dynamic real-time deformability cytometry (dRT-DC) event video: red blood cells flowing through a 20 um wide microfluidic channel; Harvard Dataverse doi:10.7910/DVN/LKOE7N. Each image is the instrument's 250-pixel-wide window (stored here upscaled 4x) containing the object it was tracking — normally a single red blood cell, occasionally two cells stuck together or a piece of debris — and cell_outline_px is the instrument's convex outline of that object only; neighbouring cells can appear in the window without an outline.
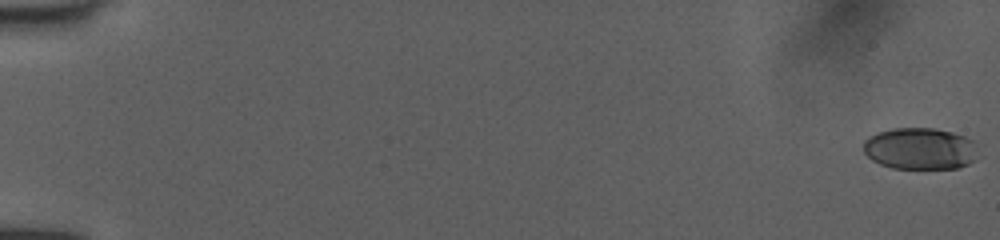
{"species": "human", "species_latin": "Homo sapiens", "temperature_condition": "room temperature", "stored_images_in_passage": 53, "camera_frame_rate_fps": 3000, "um_per_image_px": 0.085, "donor": {"sex": "female"}, "frame": {"image": 1, "passage_image": 1, "time_ms": 0.0, "image_size_px": [1000, 240], "cell_outline_px": [[976, 160], [968, 164], [956, 168], [892, 168], [880, 164], [872, 160], [864, 152], [864, 140], [868, 136], [892, 128], [932, 128], [952, 132], [964, 136], [972, 140]], "centroid_in_image_um": [78.16, 12.63], "position_along_channel_um": 6.8, "area_um2": 27.63}}
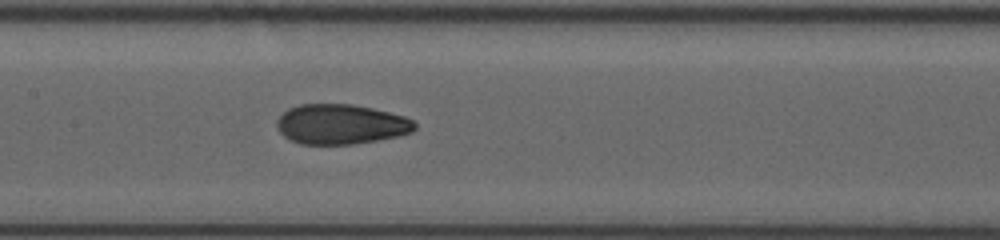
{"frame": {"image": 2, "passage_image": 28, "time_ms": 9.0, "image_size_px": [1000, 240], "cell_outline_px": [[416, 128], [412, 132], [396, 136], [376, 140], [352, 144], [300, 144], [284, 136], [280, 132], [276, 124], [276, 120], [288, 108], [300, 104], [352, 104], [372, 108], [404, 116], [412, 120], [416, 124]], "centroid_in_image_um": [28.96, 10.55], "position_along_channel_um": 178.4, "area_um2": 31.96}}
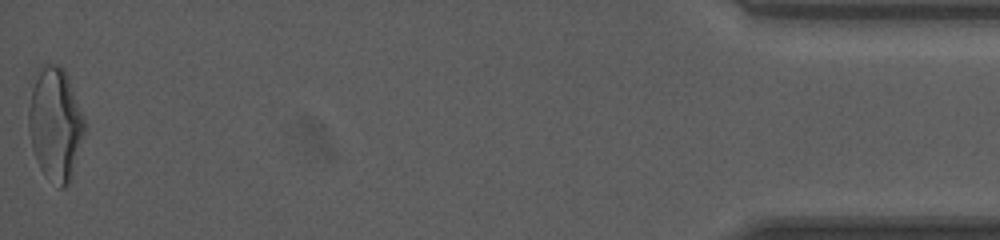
{"frame": {"image": 3, "passage_image": 53, "time_ms": 17.333, "image_size_px": [1000, 240], "cell_outline_px": [[84, 132], [72, 176], [64, 188], [60, 188], [44, 176], [36, 160], [32, 148], [28, 128], [28, 80], [40, 64], [60, 64], [64, 68], [68, 76], [84, 120]], "centroid_in_image_um": [4.62, 10.44], "position_along_channel_um": 430.6, "area_um2": 37.69}, "authors_computed_cell_mechanics": {"area_um2": 31.79, "velocity_mm_per_s": 4.0572, "shape_relaxation_time_tau1_ms": 6.6051, "shape_relaxation_time_tau2_ms": 1.0443, "deformation_change_tau1": 0.2105, "deformation_change_tau2": 0.0577}}